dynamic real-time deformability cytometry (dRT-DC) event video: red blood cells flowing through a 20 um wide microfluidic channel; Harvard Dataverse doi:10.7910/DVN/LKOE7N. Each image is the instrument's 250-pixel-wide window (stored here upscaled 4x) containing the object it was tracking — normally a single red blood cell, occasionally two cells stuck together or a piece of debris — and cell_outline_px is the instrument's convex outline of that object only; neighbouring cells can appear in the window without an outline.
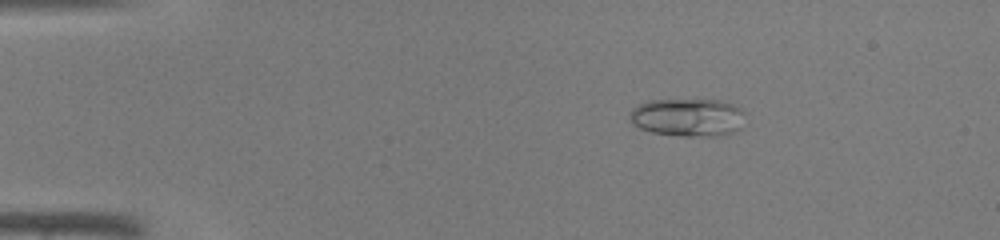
{"species": "common noctule bat (a hibernating species)", "species_latin": "Nyctalus noctula", "temperature_condition": "warm", "stored_images_in_passage": 43, "camera_frame_rate_fps": 3000, "um_per_image_px": 0.085, "animal": {"sex": "male", "body_mass_g": 19.0, "forearm_length_mm": 50.8}, "frame": {"image": 1, "passage_image": 6, "time_ms": 1.667, "image_size_px": [1000, 240], "cell_outline_px": [[748, 112], [740, 128], [732, 132], [716, 136], [680, 136], [652, 132], [640, 128], [632, 124], [628, 116], [632, 108], [648, 100], [720, 100], [732, 104]], "centroid_in_image_um": [58.48, 9.97], "position_along_channel_um": 26.5, "area_um2": 25.84}}
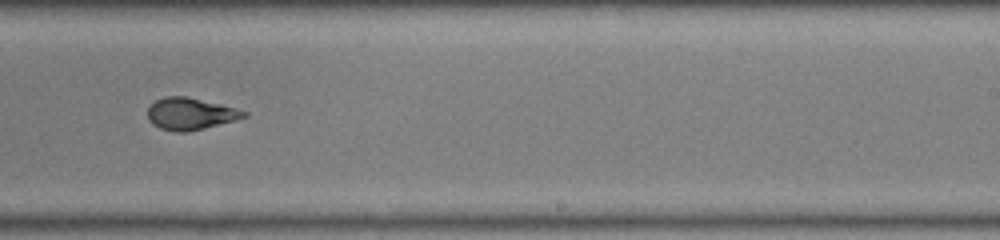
{"frame": {"image": 2, "passage_image": 27, "time_ms": 8.667, "image_size_px": [1000, 240], "cell_outline_px": [[248, 116], [236, 120], [188, 132], [176, 132], [160, 128], [152, 124], [148, 120], [148, 108], [156, 100], [164, 96], [184, 96], [220, 104], [236, 108], [248, 112]], "centroid_in_image_um": [16.18, 9.68], "position_along_channel_um": 272.8, "area_um2": 17.86}}
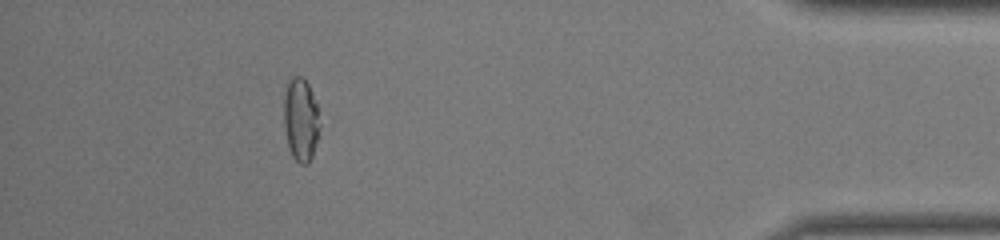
{"frame": {"image": 3, "passage_image": 39, "time_ms": 12.667, "image_size_px": [1000, 240], "cell_outline_px": [[320, 128], [312, 156], [308, 164], [300, 164], [292, 156], [288, 148], [284, 124], [284, 92], [288, 76], [300, 76], [308, 84], [312, 92], [316, 104], [320, 124]], "centroid_in_image_um": [25.54, 10.14], "position_along_channel_um": 409.7, "area_um2": 17.57}}